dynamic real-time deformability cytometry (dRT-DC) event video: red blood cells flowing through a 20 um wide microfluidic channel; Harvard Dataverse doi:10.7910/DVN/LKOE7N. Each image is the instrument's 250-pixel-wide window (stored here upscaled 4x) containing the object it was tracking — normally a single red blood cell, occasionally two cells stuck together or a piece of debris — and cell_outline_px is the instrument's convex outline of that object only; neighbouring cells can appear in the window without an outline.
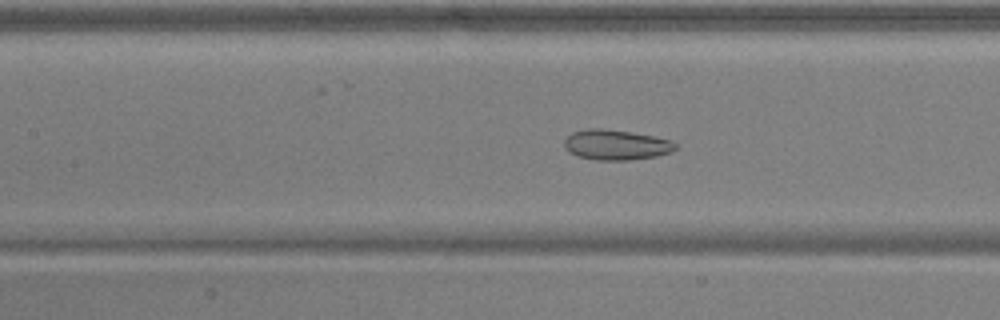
{"species": "common noctule bat (a hibernating species)", "species_latin": "Nyctalus noctula", "temperature_condition": "warm", "stored_images_in_passage": 38, "camera_frame_rate_fps": 3000, "um_per_image_px": 0.085, "animal": {"sex": "male", "body_mass_g": 17.9, "forearm_length_mm": 54.2}, "frame": {"image": 1, "passage_image": 10, "time_ms": 3.0, "image_size_px": [1000, 320], "cell_outline_px": [[676, 148], [672, 152], [656, 156], [628, 160], [596, 160], [576, 156], [568, 152], [564, 148], [564, 140], [572, 132], [588, 128], [600, 128], [632, 132], [672, 140], [676, 144]], "centroid_in_image_um": [52.34, 12.31], "position_along_channel_um": 155.1, "area_um2": 19.71}}
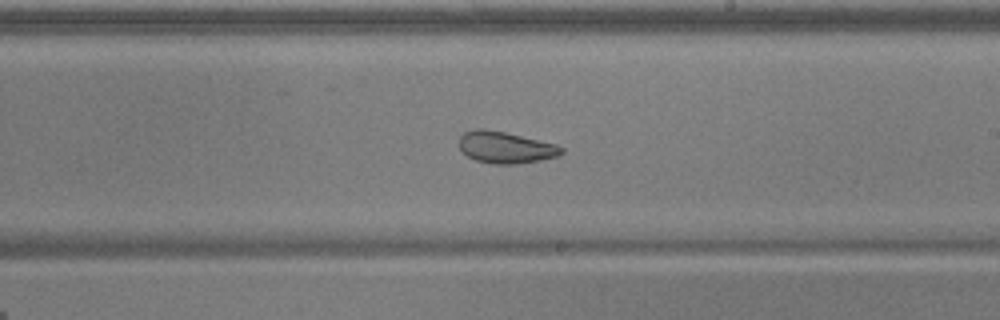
{"frame": {"image": 2, "passage_image": 17, "time_ms": 5.333, "image_size_px": [1000, 320], "cell_outline_px": [[564, 152], [560, 156], [540, 160], [516, 164], [492, 164], [476, 160], [468, 156], [460, 148], [460, 136], [464, 132], [476, 128], [484, 128], [504, 132], [556, 144], [564, 148]], "centroid_in_image_um": [42.99, 12.53], "position_along_channel_um": 246.0, "area_um2": 18.84}}
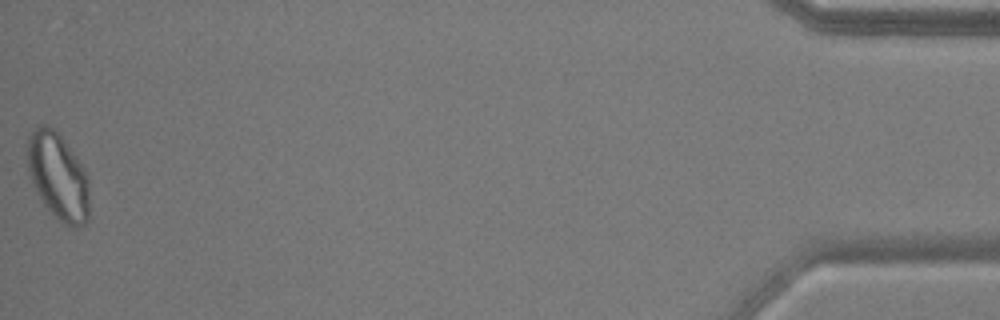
{"frame": {"image": 3, "passage_image": 38, "time_ms": 12.333, "image_size_px": [1000, 320], "cell_outline_px": [[88, 220], [84, 224], [76, 228], [72, 228], [64, 224], [44, 204], [36, 192], [28, 172], [28, 136], [36, 124], [48, 124], [60, 136], [76, 156], [84, 168], [88, 180]], "centroid_in_image_um": [4.93, 14.98], "position_along_channel_um": 430.3, "area_um2": 31.21}, "authors_computed_cell_mechanics": {"area_um2": 21.6461, "velocity_mm_per_s": 3.9153, "shape_relaxation_time_tau1_ms": null, "shape_relaxation_time_tau2_ms": 1.8743, "deformation_change_tau1": null, "deformation_change_tau2": 0.0831}}